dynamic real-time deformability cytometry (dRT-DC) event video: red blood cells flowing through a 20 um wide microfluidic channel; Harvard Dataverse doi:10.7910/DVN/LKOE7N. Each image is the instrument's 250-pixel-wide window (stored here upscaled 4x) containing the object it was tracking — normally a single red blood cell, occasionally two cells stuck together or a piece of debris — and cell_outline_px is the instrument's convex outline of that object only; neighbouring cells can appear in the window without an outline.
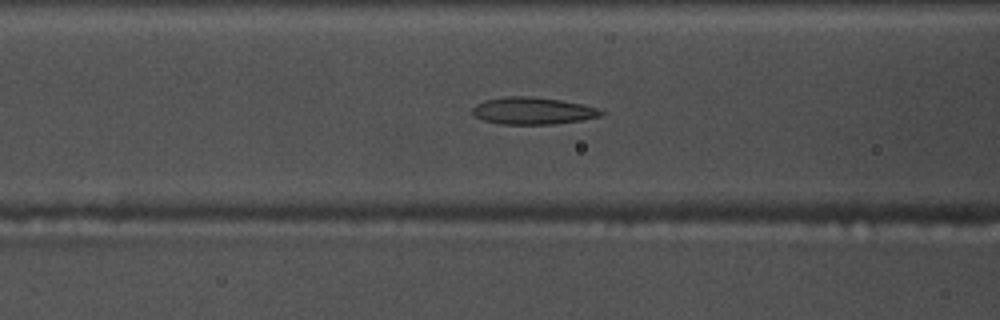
{"species": "common noctule bat (a hibernating species)", "species_latin": "Nyctalus noctula", "temperature_condition": "warm", "stored_images_in_passage": 54, "camera_frame_rate_fps": 3000, "um_per_image_px": 0.085, "animal": {"sex": "male", "body_mass_g": 17.5, "forearm_length_mm": 52.3}, "frame": {"image": 1, "passage_image": 21, "time_ms": 6.667, "image_size_px": [1000, 320], "cell_outline_px": [[604, 112], [600, 116], [580, 120], [556, 124], [500, 124], [484, 120], [476, 116], [472, 112], [472, 108], [476, 104], [484, 100], [504, 96], [528, 96], [560, 100], [580, 104], [596, 108]], "centroid_in_image_um": [45.24, 9.42], "position_along_channel_um": 121.4, "area_um2": 20.11}}
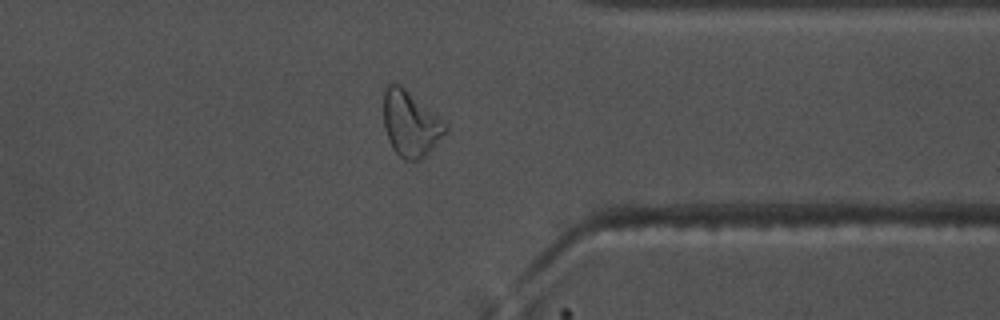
{"frame": {"image": 2, "passage_image": 42, "time_ms": 13.667, "image_size_px": [1000, 320], "cell_outline_px": [[448, 132], [420, 160], [404, 160], [392, 148], [388, 140], [384, 128], [384, 92], [388, 84], [400, 84], [448, 124]], "centroid_in_image_um": [34.9, 10.53], "position_along_channel_um": 376.5, "area_um2": 23.52}}
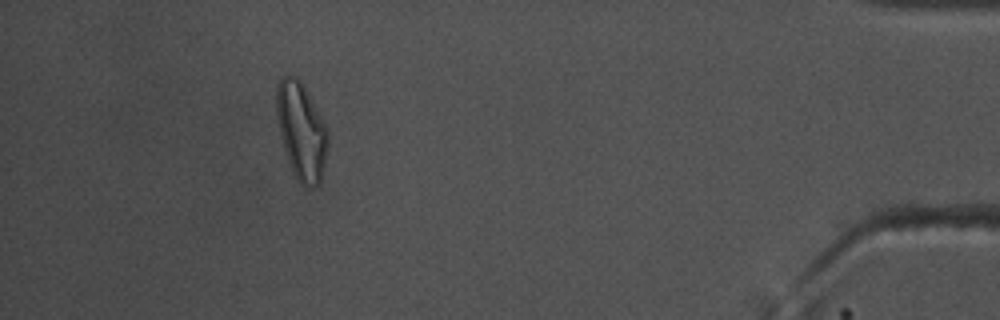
{"frame": {"image": 3, "passage_image": 49, "time_ms": 16.0, "image_size_px": [1000, 320], "cell_outline_px": [[328, 148], [320, 180], [316, 184], [308, 188], [300, 184], [296, 180], [288, 164], [280, 136], [276, 116], [276, 88], [280, 80], [284, 76], [296, 76], [304, 84], [328, 128]], "centroid_in_image_um": [25.6, 11.13], "position_along_channel_um": 409.6, "area_um2": 29.48}, "authors_computed_cell_mechanics": {"area_um2": 21.4438, "velocity_mm_per_s": 3.7482, "shape_relaxation_time_tau1_ms": null, "shape_relaxation_time_tau2_ms": 2.9518, "deformation_change_tau1": null, "deformation_change_tau2": 0.1279}}